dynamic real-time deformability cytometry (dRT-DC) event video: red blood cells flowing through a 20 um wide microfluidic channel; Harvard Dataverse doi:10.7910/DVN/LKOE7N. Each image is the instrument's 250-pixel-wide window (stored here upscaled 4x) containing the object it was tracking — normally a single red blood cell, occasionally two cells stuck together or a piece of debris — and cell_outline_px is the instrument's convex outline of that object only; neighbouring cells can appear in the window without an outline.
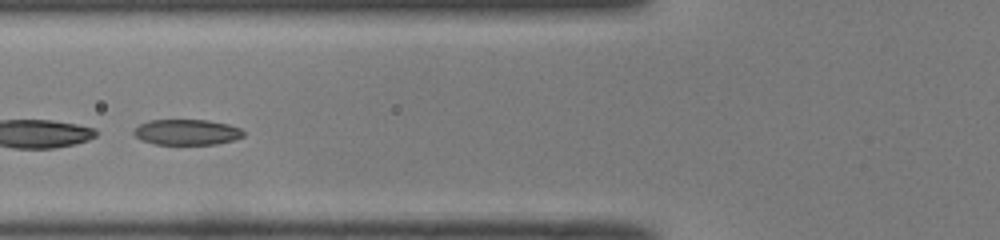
{"species": "common noctule bat (a hibernating species)", "species_latin": "Nyctalus noctula", "temperature_condition": "room temperature", "stored_images_in_passage": 44, "segment_of_instrument_passage": [2, 2], "camera_frame_rate_fps": 3000, "um_per_image_px": 0.085, "animal": {"sex": "male", "body_mass_g": 19.0, "forearm_length_mm": 50.8}, "frame": {"image": 1, "passage_image": 15, "time_ms": 4.667, "image_size_px": [1000, 240], "cell_outline_px": [[244, 136], [236, 140], [216, 144], [156, 144], [140, 140], [132, 132], [140, 124], [148, 120], [208, 120], [228, 124], [240, 128], [244, 132]], "centroid_in_image_um": [15.9, 11.23], "position_along_channel_um": 109.9, "area_um2": 16.42}}
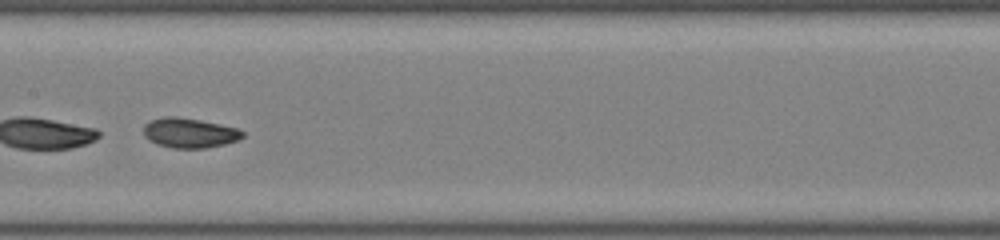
{"frame": {"image": 2, "passage_image": 21, "time_ms": 6.667, "image_size_px": [1000, 240], "cell_outline_px": [[244, 136], [236, 140], [224, 144], [204, 148], [172, 148], [156, 144], [148, 140], [144, 136], [144, 124], [148, 120], [164, 116], [176, 116], [200, 120], [220, 124], [236, 128], [244, 132]], "centroid_in_image_um": [16.05, 11.29], "position_along_channel_um": 191.4, "area_um2": 17.28}}
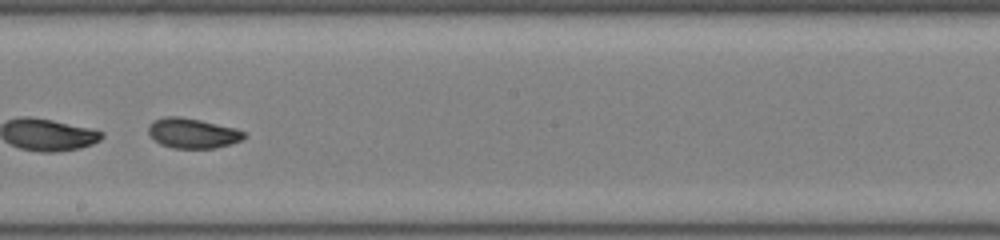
{"frame": {"image": 3, "passage_image": 24, "time_ms": 7.667, "image_size_px": [1000, 240], "cell_outline_px": [[248, 136], [240, 140], [216, 148], [172, 148], [160, 144], [148, 132], [148, 124], [152, 120], [164, 116], [180, 116], [200, 120], [236, 128], [244, 132]], "centroid_in_image_um": [16.35, 11.31], "position_along_channel_um": 231.9, "area_um2": 16.76}}